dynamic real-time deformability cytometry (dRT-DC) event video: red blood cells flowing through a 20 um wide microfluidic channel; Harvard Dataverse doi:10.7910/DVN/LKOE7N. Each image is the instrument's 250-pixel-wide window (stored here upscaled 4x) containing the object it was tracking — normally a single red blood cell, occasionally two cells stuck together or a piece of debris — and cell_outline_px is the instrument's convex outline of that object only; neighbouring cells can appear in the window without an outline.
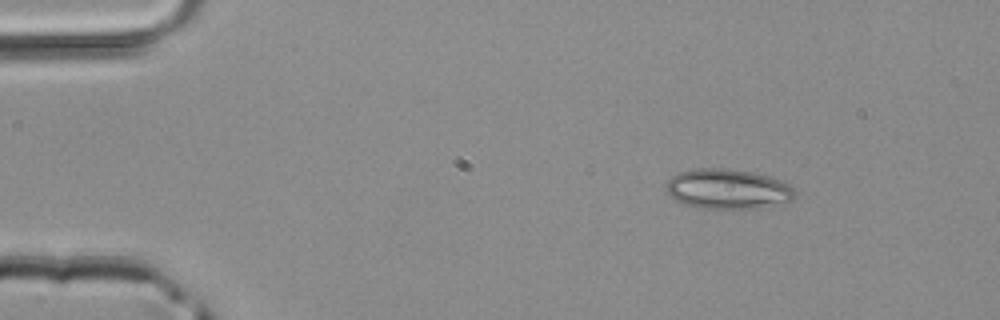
{"species": "common noctule bat (a hibernating species)", "species_latin": "Nyctalus noctula", "temperature_condition": "room temperature", "stored_images_in_passage": 3, "camera_frame_rate_fps": 3000, "um_per_image_px": 0.085, "animal": {"sex": "male", "body_mass_g": 20.4}, "frame": {"image": 1, "passage_image": 1, "time_ms": 0.0, "image_size_px": [1000, 320], "cell_outline_px": [[796, 192], [792, 200], [760, 208], [704, 212], [684, 204], [676, 200], [668, 192], [668, 180], [672, 176], [680, 172], [692, 168], [728, 168], [752, 172], [784, 180], [792, 184]], "centroid_in_image_um": [61.88, 16.11], "position_along_channel_um": 23.1, "area_um2": 31.1}}